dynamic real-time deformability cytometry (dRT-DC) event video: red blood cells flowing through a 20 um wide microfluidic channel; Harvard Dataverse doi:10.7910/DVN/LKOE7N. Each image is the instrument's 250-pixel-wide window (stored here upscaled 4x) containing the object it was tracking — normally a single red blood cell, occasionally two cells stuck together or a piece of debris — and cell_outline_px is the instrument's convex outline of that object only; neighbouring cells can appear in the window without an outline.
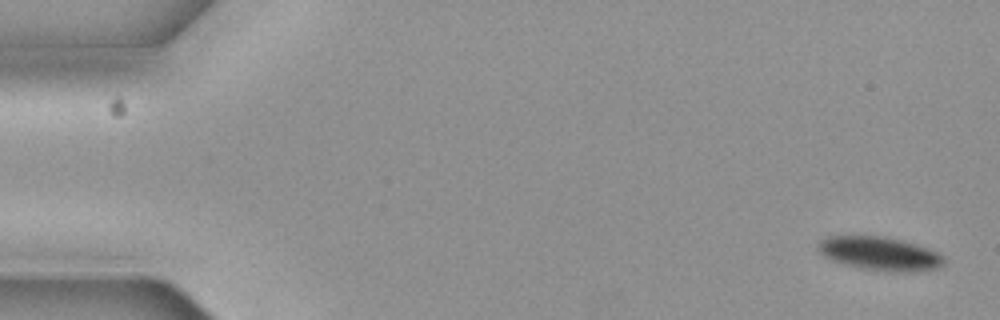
{"species": "common noctule bat (a hibernating species)", "species_latin": "Nyctalus noctula", "temperature_condition": "cold", "stored_images_in_passage": 8, "camera_frame_rate_fps": 3000, "um_per_image_px": 0.085, "animal": {"sex": "female", "body_mass_g": 19.3, "forearm_length_mm": 54.1}, "frame": {"image": 1, "passage_image": 1, "time_ms": 0.0, "image_size_px": [1000, 320], "cell_outline_px": [[944, 264], [940, 268], [908, 272], [892, 272], [860, 268], [844, 264], [832, 260], [824, 256], [820, 252], [820, 244], [828, 236], [876, 236], [900, 240], [936, 252], [944, 260]], "centroid_in_image_um": [74.78, 21.58], "position_along_channel_um": 10.2, "area_um2": 23.93}}
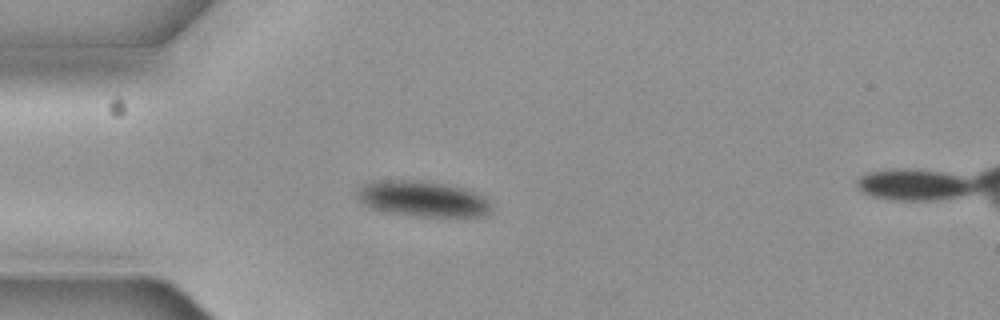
{"frame": {"image": 2, "passage_image": 5, "time_ms": 1.333, "image_size_px": [1000, 320], "cell_outline_px": [[488, 212], [484, 216], [412, 216], [388, 212], [368, 208], [360, 200], [356, 192], [356, 188], [372, 180], [428, 180], [448, 184], [464, 188], [476, 192], [484, 196], [488, 200]], "centroid_in_image_um": [35.86, 16.87], "position_along_channel_um": 49.1, "area_um2": 28.15}}
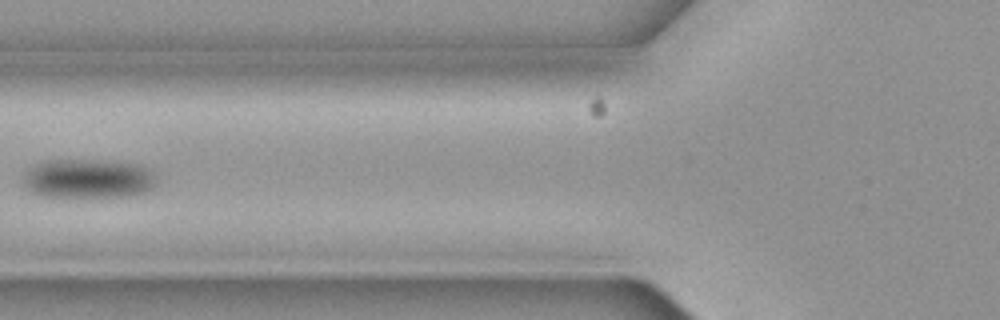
{"frame": {"image": 3, "passage_image": 7, "time_ms": 2.0, "image_size_px": [1000, 320], "cell_outline_px": [[156, 184], [148, 192], [136, 196], [44, 196], [32, 192], [28, 188], [24, 180], [24, 172], [36, 164], [52, 160], [96, 160], [140, 164], [152, 172], [156, 176]], "centroid_in_image_um": [7.56, 15.18], "position_along_channel_um": 118.2, "area_um2": 30.35}}